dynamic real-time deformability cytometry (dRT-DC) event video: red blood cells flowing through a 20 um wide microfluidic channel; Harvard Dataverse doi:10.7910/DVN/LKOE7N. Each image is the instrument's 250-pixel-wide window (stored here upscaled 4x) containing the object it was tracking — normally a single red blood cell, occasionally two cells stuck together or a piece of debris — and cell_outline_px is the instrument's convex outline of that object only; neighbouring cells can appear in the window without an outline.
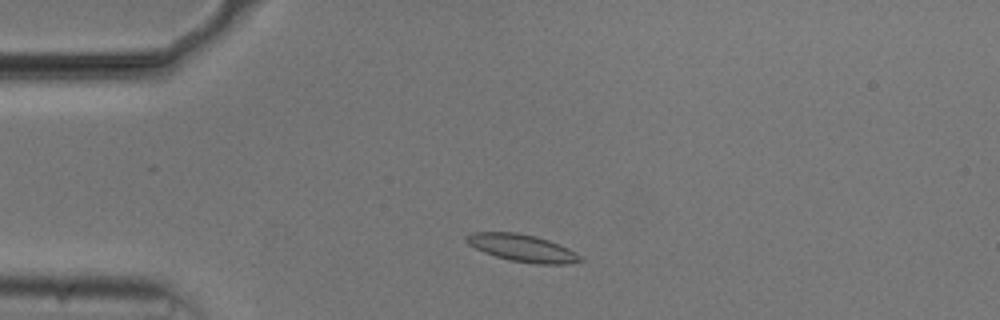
{"species": "common noctule bat (a hibernating species)", "species_latin": "Nyctalus noctula", "temperature_condition": "cold", "stored_images_in_passage": 48, "camera_frame_rate_fps": 3000, "um_per_image_px": 0.085, "animal": {"sex": "male", "body_mass_g": 20.5, "forearm_length_mm": 52.5}, "frame": {"image": 1, "passage_image": 6, "time_ms": 1.667, "image_size_px": [1000, 320], "cell_outline_px": [[584, 260], [568, 264], [536, 264], [512, 260], [496, 256], [484, 252], [468, 244], [464, 240], [464, 236], [472, 232], [516, 232], [536, 236], [548, 240], [568, 248], [576, 252]], "centroid_in_image_um": [44.38, 21.07], "position_along_channel_um": 40.6, "area_um2": 18.03}}
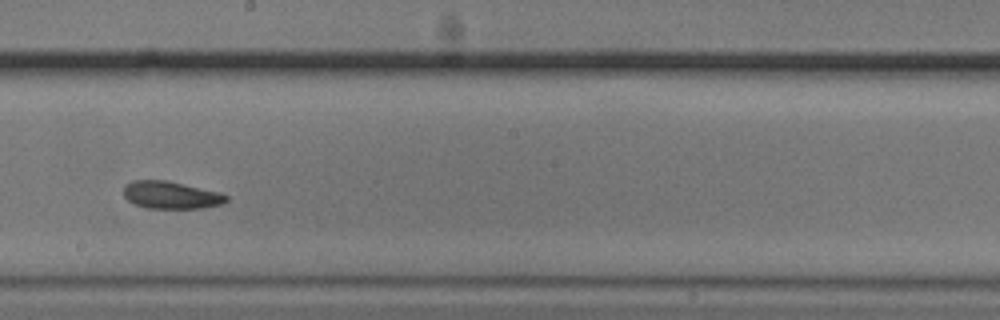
{"frame": {"image": 2, "passage_image": 24, "time_ms": 7.667, "image_size_px": [1000, 320], "cell_outline_px": [[228, 200], [220, 204], [204, 208], [148, 208], [136, 204], [128, 200], [124, 196], [124, 184], [132, 180], [164, 180], [184, 184], [220, 192], [228, 196]], "centroid_in_image_um": [14.53, 16.57], "position_along_channel_um": 233.7, "area_um2": 16.36}}
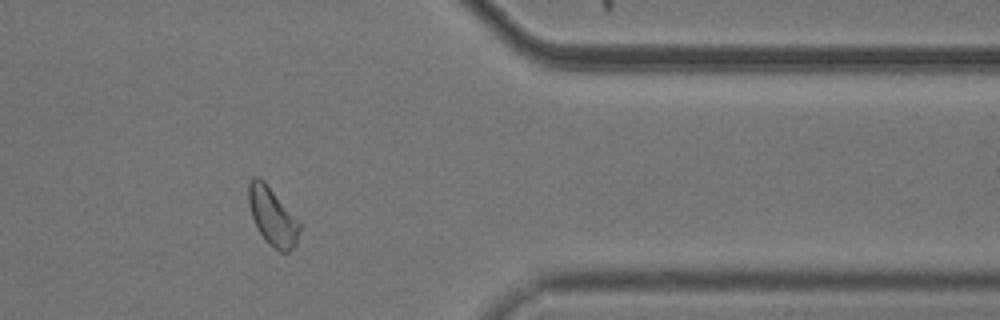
{"frame": {"image": 3, "passage_image": 38, "time_ms": 12.333, "image_size_px": [1000, 320], "cell_outline_px": [[304, 224], [296, 244], [288, 252], [280, 252], [272, 248], [264, 240], [256, 228], [248, 204], [248, 184], [252, 176], [256, 176], [264, 180]], "centroid_in_image_um": [23.2, 18.41], "position_along_channel_um": 388.2, "area_um2": 18.03}, "authors_computed_cell_mechanics": {"area_um2": 17.3111, "velocity_mm_per_s": 3.6756, "shape_relaxation_time_tau1_ms": 7.0128, "shape_relaxation_time_tau2_ms": 4.8684, "deformation_change_tau1": 0.1398, "deformation_change_tau2": 0.083}}